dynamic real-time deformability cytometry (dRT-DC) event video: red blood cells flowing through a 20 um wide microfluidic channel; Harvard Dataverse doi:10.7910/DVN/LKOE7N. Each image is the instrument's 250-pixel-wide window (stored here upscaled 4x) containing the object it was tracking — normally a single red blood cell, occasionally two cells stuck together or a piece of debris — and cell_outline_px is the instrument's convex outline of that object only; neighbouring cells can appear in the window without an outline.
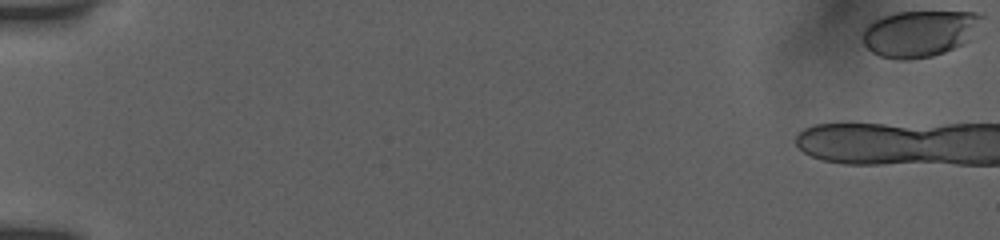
{"species": "human", "species_latin": "Homo sapiens", "temperature_condition": "room temperature", "stored_images_in_passage": 10, "camera_frame_rate_fps": 3000, "um_per_image_px": 0.085, "donor": {"sex": "female"}, "frame": {"image": 1, "passage_image": 1, "time_ms": 0.0, "image_size_px": [1000, 240], "cell_outline_px": [[984, 16], [968, 40], [944, 52], [932, 56], [908, 60], [900, 60], [880, 56], [872, 52], [864, 44], [864, 28], [868, 24], [880, 16], [896, 12], [976, 12]], "centroid_in_image_um": [78.12, 2.84], "position_along_channel_um": 6.9, "area_um2": 31.85}}